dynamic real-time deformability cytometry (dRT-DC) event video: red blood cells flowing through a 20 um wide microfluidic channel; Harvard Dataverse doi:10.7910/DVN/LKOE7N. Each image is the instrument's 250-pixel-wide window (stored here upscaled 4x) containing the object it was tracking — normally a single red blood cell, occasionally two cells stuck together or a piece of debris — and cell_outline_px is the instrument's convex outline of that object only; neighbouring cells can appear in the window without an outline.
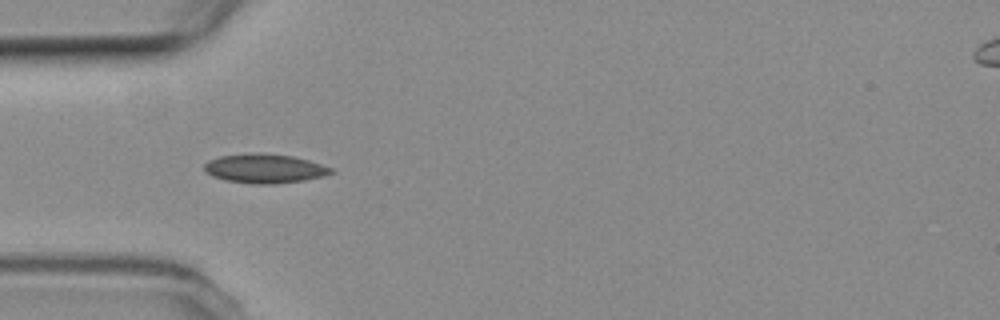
{"species": "common noctule bat (a hibernating species)", "species_latin": "Nyctalus noctula", "temperature_condition": "room temperature", "stored_images_in_passage": 9, "camera_frame_rate_fps": 3000, "um_per_image_px": 0.085, "animal": {"sex": "female", "body_mass_g": 19.3, "forearm_length_mm": 54.1}, "frame": {"image": 1, "passage_image": 1, "time_ms": 0.0, "image_size_px": [1000, 320], "cell_outline_px": [[336, 172], [324, 176], [304, 180], [276, 184], [252, 184], [224, 180], [212, 176], [204, 172], [204, 164], [208, 160], [220, 156], [292, 156], [308, 160], [332, 168]], "centroid_in_image_um": [22.51, 14.39], "position_along_channel_um": 62.5, "area_um2": 20.69}}